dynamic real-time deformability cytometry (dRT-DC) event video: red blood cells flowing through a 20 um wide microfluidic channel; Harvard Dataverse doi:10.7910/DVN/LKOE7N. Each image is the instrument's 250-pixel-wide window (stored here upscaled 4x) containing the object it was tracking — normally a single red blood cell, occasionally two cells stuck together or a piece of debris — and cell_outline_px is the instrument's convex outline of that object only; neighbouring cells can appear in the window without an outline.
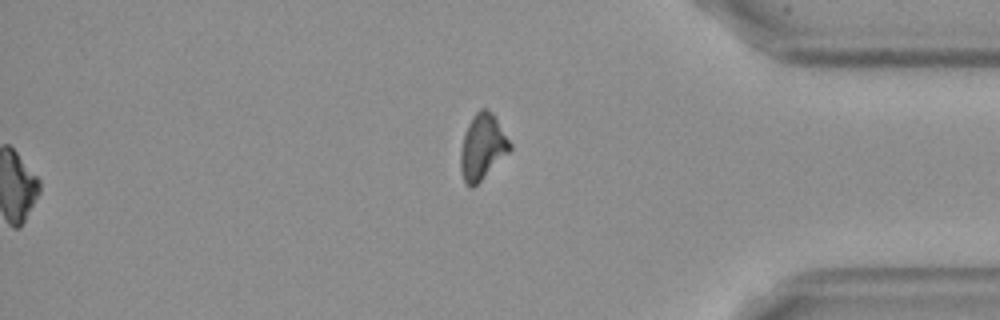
{"species": "Egyptian fruit bat (a non-hibernating species)", "species_latin": "Rousettus aegyptiacus", "temperature_condition": "cold", "stored_images_in_passage": 56, "segment_of_instrument_passage": [2, 2], "camera_frame_rate_fps": 3000, "um_per_image_px": 0.085, "frame": {"image": 1, "passage_image": 56, "time_ms": 18.333, "image_size_px": [1000, 320], "cell_outline_px": [[512, 148], [472, 188], [464, 180], [460, 172], [460, 148], [464, 132], [472, 116], [480, 108], [488, 108], [492, 112], [512, 144]], "centroid_in_image_um": [40.98, 12.43], "position_along_channel_um": 394.2, "area_um2": 18.67}}